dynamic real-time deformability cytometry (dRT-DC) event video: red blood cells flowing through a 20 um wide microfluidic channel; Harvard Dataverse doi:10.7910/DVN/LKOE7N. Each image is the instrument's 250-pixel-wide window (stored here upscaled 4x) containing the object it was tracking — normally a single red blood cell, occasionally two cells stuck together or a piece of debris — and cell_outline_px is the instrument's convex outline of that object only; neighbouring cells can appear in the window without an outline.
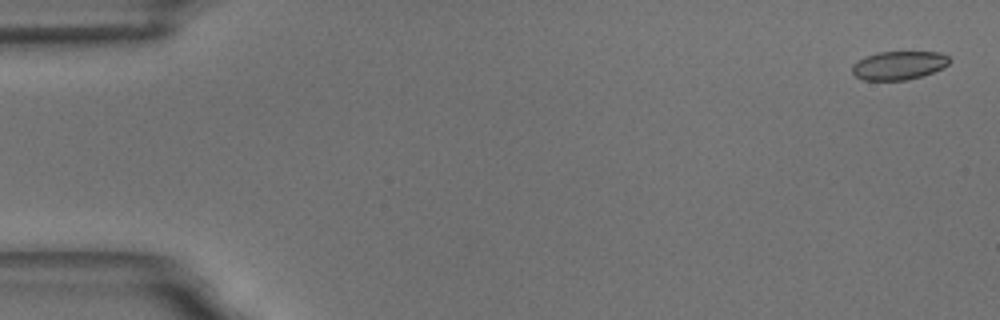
{"species": "common noctule bat (a hibernating species)", "species_latin": "Nyctalus noctula", "temperature_condition": "room temperature", "stored_images_in_passage": 15, "camera_frame_rate_fps": 3000, "um_per_image_px": 0.085, "animal": {"sex": "male", "body_mass_g": 18.8}, "frame": {"image": 1, "passage_image": 1, "time_ms": 0.0, "image_size_px": [1000, 320], "cell_outline_px": [[952, 60], [948, 64], [924, 76], [908, 80], [864, 80], [856, 76], [852, 72], [852, 64], [868, 56], [880, 52], [940, 52], [948, 56]], "centroid_in_image_um": [76.42, 5.56], "position_along_channel_um": 8.6, "area_um2": 16.07}}
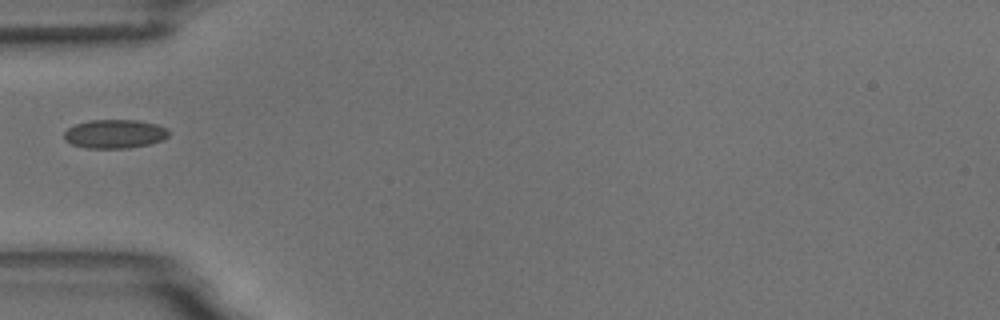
{"frame": {"image": 2, "passage_image": 5, "time_ms": 5.667, "image_size_px": [1000, 320], "cell_outline_px": [[168, 136], [164, 140], [148, 144], [128, 148], [84, 148], [72, 144], [64, 140], [64, 132], [68, 128], [76, 124], [88, 120], [136, 120], [156, 124], [164, 128], [168, 132]], "centroid_in_image_um": [9.72, 11.38], "position_along_channel_um": 75.3, "area_um2": 17.51}}
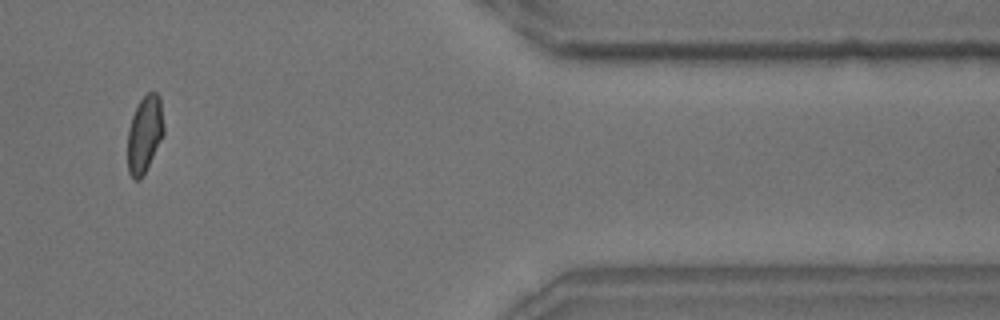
{"frame": {"image": 3, "passage_image": 13, "time_ms": 15.667, "image_size_px": [1000, 320], "cell_outline_px": [[164, 136], [140, 180], [132, 180], [128, 172], [128, 128], [132, 116], [140, 100], [148, 92], [156, 92], [160, 96], [164, 124]], "centroid_in_image_um": [12.3, 11.41], "position_along_channel_um": 399.1, "area_um2": 16.36}, "authors_computed_cell_mechanics": {"area_um2": 16.5308, "velocity_mm_per_s": 3.5962, "shape_relaxation_time_tau1_ms": null, "shape_relaxation_time_tau2_ms": 1.6421, "deformation_change_tau1": null, "deformation_change_tau2": 0.0628}}